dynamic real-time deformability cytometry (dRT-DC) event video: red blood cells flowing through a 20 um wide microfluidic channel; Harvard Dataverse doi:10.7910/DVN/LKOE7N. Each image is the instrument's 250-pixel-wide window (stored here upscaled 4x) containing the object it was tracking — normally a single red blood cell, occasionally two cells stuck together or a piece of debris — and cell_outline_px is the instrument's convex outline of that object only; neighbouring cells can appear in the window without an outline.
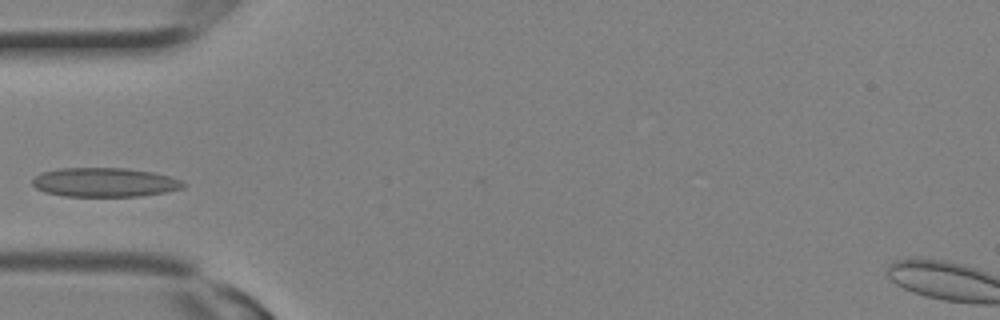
{"species": "Egyptian fruit bat (a non-hibernating species)", "species_latin": "Rousettus aegyptiacus", "temperature_condition": "room temperature", "stored_images_in_passage": 6, "camera_frame_rate_fps": 3000, "um_per_image_px": 0.085, "animal": {"sex": "female"}, "frame": {"image": 1, "passage_image": 5, "time_ms": 1.333, "image_size_px": [1000, 320], "cell_outline_px": [[188, 184], [184, 188], [164, 192], [140, 196], [64, 196], [44, 192], [36, 188], [32, 184], [32, 180], [40, 172], [60, 168], [128, 168], [152, 172], [168, 176], [180, 180]], "centroid_in_image_um": [8.88, 15.49], "position_along_channel_um": 76.1, "area_um2": 25.66}}